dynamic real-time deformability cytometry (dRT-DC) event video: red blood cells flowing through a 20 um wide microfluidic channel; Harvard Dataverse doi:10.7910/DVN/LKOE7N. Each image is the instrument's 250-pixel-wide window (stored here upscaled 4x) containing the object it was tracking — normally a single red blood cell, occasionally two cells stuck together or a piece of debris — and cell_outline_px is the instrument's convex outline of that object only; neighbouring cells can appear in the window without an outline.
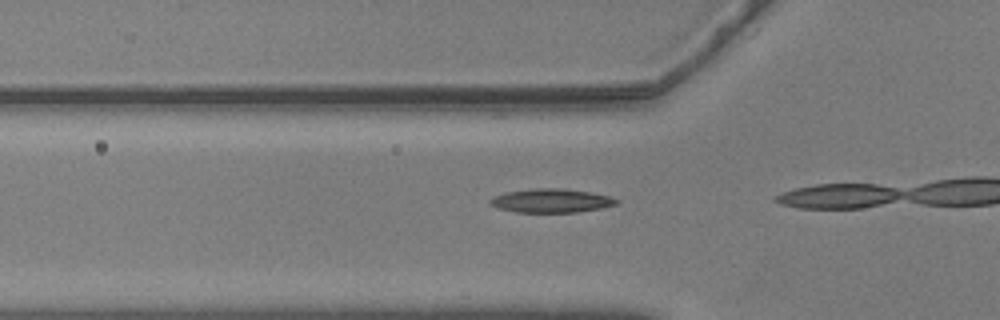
{"species": "common noctule bat (a hibernating species)", "species_latin": "Nyctalus noctula", "temperature_condition": "warm", "stored_images_in_passage": 16, "camera_frame_rate_fps": 3000, "um_per_image_px": 0.085, "animal": {"sex": "male", "body_mass_g": 20.5, "forearm_length_mm": 52.5}, "frame": {"image": 1, "passage_image": 14, "time_ms": 4.333, "image_size_px": [1000, 320], "cell_outline_px": [[620, 200], [616, 204], [600, 208], [576, 212], [516, 212], [496, 208], [488, 204], [488, 200], [492, 196], [504, 192], [536, 188], [564, 188], [592, 192], [608, 196]], "centroid_in_image_um": [46.78, 17.05], "position_along_channel_um": 79.0, "area_um2": 17.69}}